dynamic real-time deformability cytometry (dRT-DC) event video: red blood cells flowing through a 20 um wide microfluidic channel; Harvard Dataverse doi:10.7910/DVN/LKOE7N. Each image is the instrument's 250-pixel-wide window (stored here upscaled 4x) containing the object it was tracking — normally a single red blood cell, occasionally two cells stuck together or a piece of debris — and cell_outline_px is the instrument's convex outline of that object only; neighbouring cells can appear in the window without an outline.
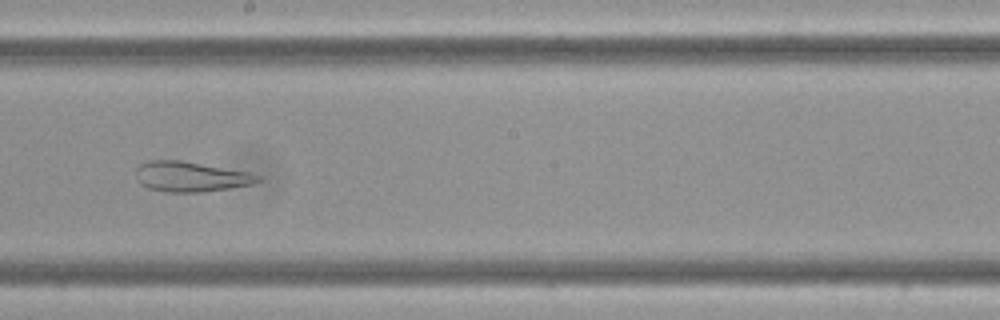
{"species": "Egyptian fruit bat (a non-hibernating species)", "species_latin": "Rousettus aegyptiacus", "temperature_condition": "cold", "stored_images_in_passage": 10, "camera_frame_rate_fps": 3000, "um_per_image_px": 0.085, "frame": {"image": 1, "passage_image": 9, "time_ms": 2.667, "image_size_px": [1000, 320], "cell_outline_px": [[260, 180], [252, 184], [228, 188], [200, 192], [164, 192], [148, 188], [140, 184], [136, 180], [136, 168], [140, 164], [148, 160], [180, 160], [252, 172], [260, 176]], "centroid_in_image_um": [16.18, 15.01], "position_along_channel_um": 232.0, "area_um2": 21.56}}